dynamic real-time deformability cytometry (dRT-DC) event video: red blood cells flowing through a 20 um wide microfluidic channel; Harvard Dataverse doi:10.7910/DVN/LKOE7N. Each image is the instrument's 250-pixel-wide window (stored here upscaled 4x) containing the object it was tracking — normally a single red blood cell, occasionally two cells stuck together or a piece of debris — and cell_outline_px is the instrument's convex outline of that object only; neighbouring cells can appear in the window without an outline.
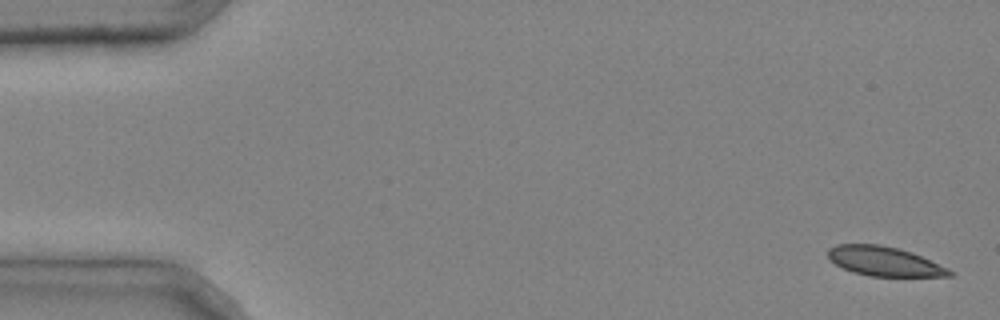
{"species": "common noctule bat (a hibernating species)", "species_latin": "Nyctalus noctula", "temperature_condition": "cold", "stored_images_in_passage": 4, "segment_of_instrument_passage": [2, 2], "camera_frame_rate_fps": 3000, "um_per_image_px": 0.085, "animal": {"sex": "male", "body_mass_g": 20.4}, "frame": {"image": 1, "passage_image": 4, "time_ms": 1.0, "image_size_px": [1000, 320], "cell_outline_px": [[952, 276], [868, 276], [852, 272], [836, 264], [828, 256], [828, 248], [836, 244], [880, 244], [900, 248], [912, 252], [948, 268], [952, 272]], "centroid_in_image_um": [75.15, 22.2], "position_along_channel_um": 9.8, "area_um2": 20.75}}